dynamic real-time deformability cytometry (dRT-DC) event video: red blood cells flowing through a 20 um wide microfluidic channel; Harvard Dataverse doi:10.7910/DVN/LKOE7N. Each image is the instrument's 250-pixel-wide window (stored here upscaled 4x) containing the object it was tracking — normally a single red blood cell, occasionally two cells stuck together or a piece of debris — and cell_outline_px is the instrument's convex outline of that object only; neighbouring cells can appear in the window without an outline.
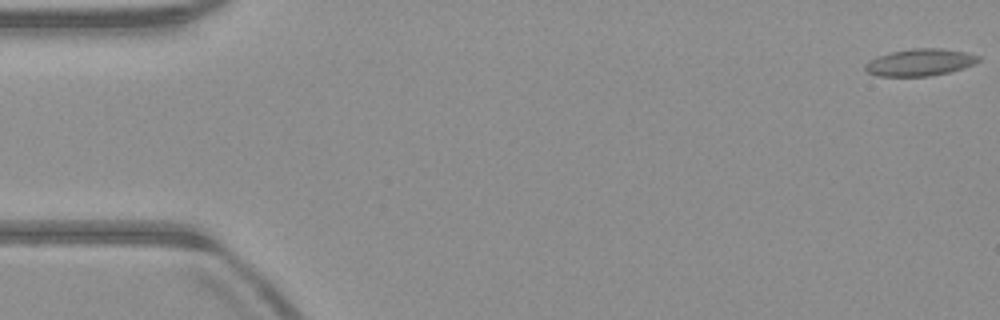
{"species": "common noctule bat (a hibernating species)", "species_latin": "Nyctalus noctula", "temperature_condition": "warm", "stored_images_in_passage": 52, "camera_frame_rate_fps": 3000, "um_per_image_px": 0.085, "animal": {"sex": "male", "body_mass_g": 23.1, "forearm_length_mm": 52.7}, "frame": {"image": 1, "passage_image": 1, "time_ms": 0.0, "image_size_px": [1000, 320], "cell_outline_px": [[980, 60], [964, 68], [948, 72], [928, 76], [880, 76], [868, 72], [864, 68], [864, 64], [880, 56], [892, 52], [912, 48], [940, 48], [964, 52], [980, 56]], "centroid_in_image_um": [78.21, 5.3], "position_along_channel_um": 6.8, "area_um2": 17.51}}
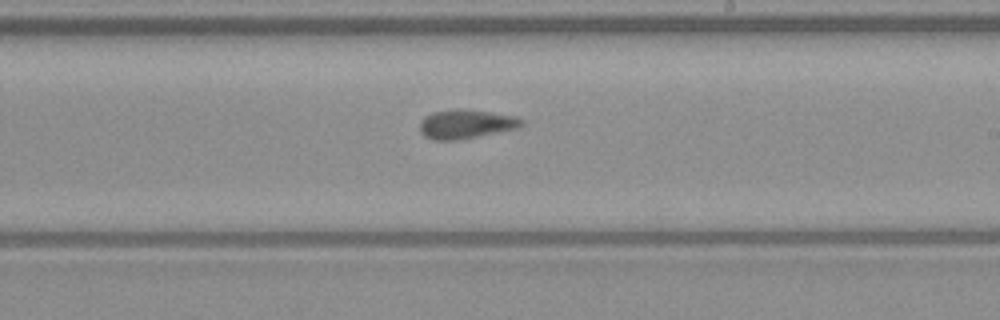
{"frame": {"image": 2, "passage_image": 30, "time_ms": 9.667, "image_size_px": [1000, 320], "cell_outline_px": [[524, 124], [516, 128], [456, 140], [432, 140], [424, 136], [420, 132], [420, 120], [424, 116], [432, 112], [488, 112], [516, 116], [524, 120]], "centroid_in_image_um": [39.58, 10.59], "position_along_channel_um": 249.4, "area_um2": 16.3}}
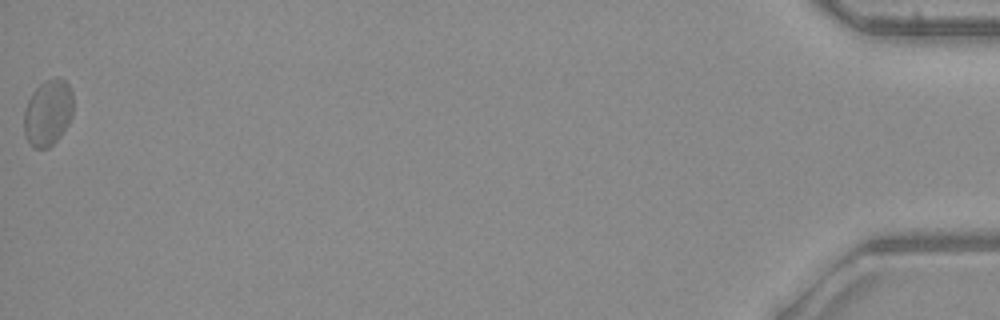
{"frame": {"image": 3, "passage_image": 52, "time_ms": 17.0, "image_size_px": [1000, 320], "cell_outline_px": [[72, 116], [68, 124], [60, 136], [48, 148], [32, 148], [28, 144], [24, 136], [24, 108], [32, 92], [44, 80], [56, 76], [64, 80], [68, 84], [72, 92]], "centroid_in_image_um": [4.05, 9.58], "position_along_channel_um": 431.2, "area_um2": 19.25}, "authors_computed_cell_mechanics": {"area_um2": 17.34, "velocity_mm_per_s": 3.9923, "shape_relaxation_time_tau1_ms": null, "shape_relaxation_time_tau2_ms": 2.0034, "deformation_change_tau1": null, "deformation_change_tau2": 0.0707}}